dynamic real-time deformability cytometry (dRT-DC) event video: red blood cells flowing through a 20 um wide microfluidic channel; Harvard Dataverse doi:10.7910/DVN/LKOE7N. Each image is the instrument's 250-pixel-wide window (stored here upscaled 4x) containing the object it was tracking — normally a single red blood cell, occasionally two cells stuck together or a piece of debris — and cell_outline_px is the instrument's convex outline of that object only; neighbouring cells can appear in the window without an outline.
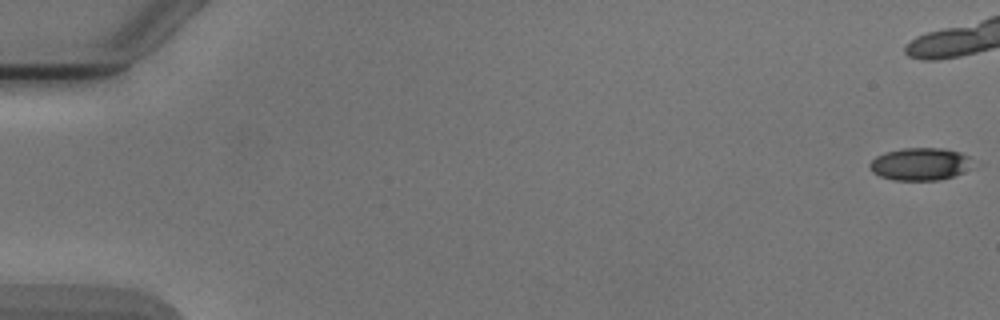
{"species": "Egyptian fruit bat (a non-hibernating species)", "species_latin": "Rousettus aegyptiacus", "temperature_condition": "cold", "stored_images_in_passage": 8, "camera_frame_rate_fps": 3000, "um_per_image_px": 0.085, "animal": {"sex": "male"}, "frame": {"image": 1, "passage_image": 1, "time_ms": 0.0, "image_size_px": [1000, 320], "cell_outline_px": [[968, 156], [960, 172], [952, 176], [940, 180], [892, 180], [880, 176], [872, 172], [868, 164], [876, 156], [884, 152], [904, 148], [944, 148], [960, 152]], "centroid_in_image_um": [78.05, 13.94], "position_along_channel_um": 6.9, "area_um2": 18.9}}
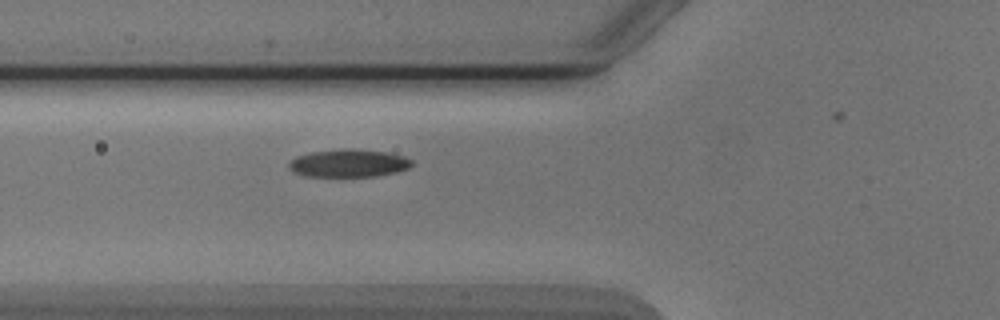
{"frame": {"image": 2, "passage_image": 8, "time_ms": 8.333, "image_size_px": [1000, 320], "cell_outline_px": [[412, 164], [408, 168], [396, 172], [376, 176], [304, 176], [292, 172], [288, 168], [288, 164], [296, 156], [312, 152], [340, 148], [352, 148], [388, 152], [404, 156], [412, 160]], "centroid_in_image_um": [29.62, 13.86], "position_along_channel_um": 96.2, "area_um2": 20.06}}